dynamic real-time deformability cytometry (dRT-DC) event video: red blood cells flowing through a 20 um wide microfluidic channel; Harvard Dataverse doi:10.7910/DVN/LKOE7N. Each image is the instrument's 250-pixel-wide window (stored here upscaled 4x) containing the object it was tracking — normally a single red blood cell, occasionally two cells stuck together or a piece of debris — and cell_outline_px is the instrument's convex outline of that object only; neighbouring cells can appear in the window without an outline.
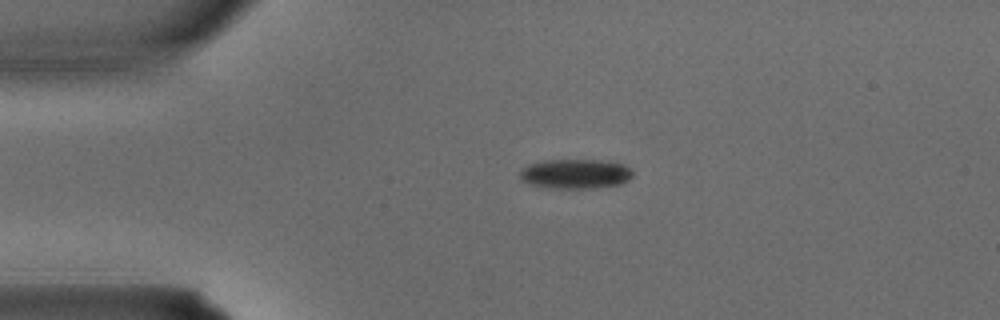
{"species": "common noctule bat (a hibernating species)", "species_latin": "Nyctalus noctula", "temperature_condition": "warm", "stored_images_in_passage": 2, "camera_frame_rate_fps": 3000, "um_per_image_px": 0.085, "animal": {"sex": "male", "body_mass_g": 15.6}, "frame": {"image": 1, "passage_image": 1, "time_ms": 0.0, "image_size_px": [1000, 320], "cell_outline_px": [[632, 176], [628, 180], [620, 184], [592, 188], [548, 188], [528, 184], [520, 180], [520, 168], [528, 164], [544, 160], [600, 160], [624, 164], [632, 168]], "centroid_in_image_um": [48.87, 14.77], "position_along_channel_um": 36.1, "area_um2": 19.71}}